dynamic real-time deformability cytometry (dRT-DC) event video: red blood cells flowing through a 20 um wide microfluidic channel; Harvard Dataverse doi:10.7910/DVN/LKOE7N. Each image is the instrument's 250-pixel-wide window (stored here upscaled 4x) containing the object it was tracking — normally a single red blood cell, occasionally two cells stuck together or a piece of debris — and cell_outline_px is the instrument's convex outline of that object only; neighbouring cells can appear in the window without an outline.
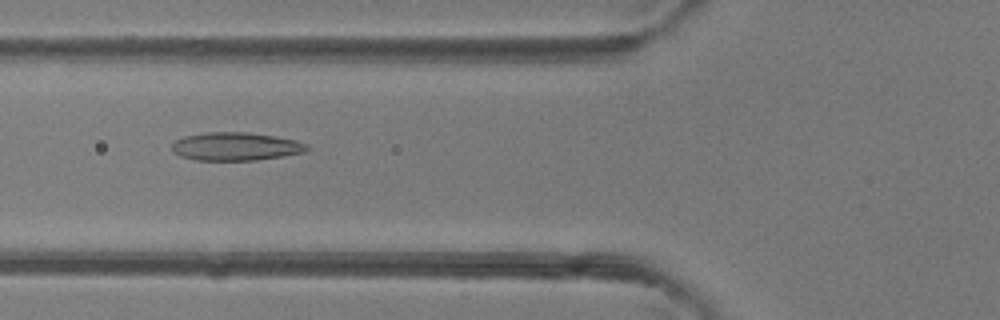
{"species": "common noctule bat (a hibernating species)", "species_latin": "Nyctalus noctula", "temperature_condition": "room temperature", "stored_images_in_passage": 49, "camera_frame_rate_fps": 3000, "um_per_image_px": 0.085, "animal": {"sex": "female"}, "frame": {"image": 1, "passage_image": 19, "time_ms": 6.0, "image_size_px": [1000, 320], "cell_outline_px": [[308, 148], [304, 152], [284, 156], [256, 160], [196, 160], [180, 156], [172, 152], [172, 144], [176, 140], [184, 136], [204, 132], [248, 132], [296, 140], [308, 144]], "centroid_in_image_um": [20.01, 12.45], "position_along_channel_um": 105.8, "area_um2": 22.2}}
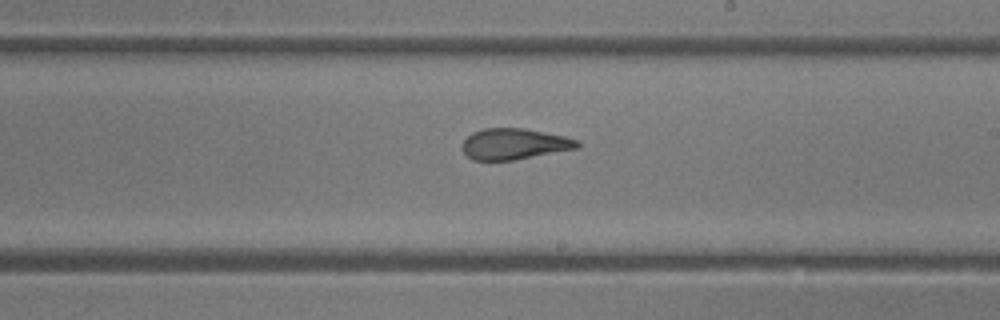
{"frame": {"image": 2, "passage_image": 29, "time_ms": 9.333, "image_size_px": [1000, 320], "cell_outline_px": [[580, 148], [512, 160], [472, 160], [460, 148], [460, 144], [472, 132], [484, 128], [524, 128], [564, 136], [580, 140]], "centroid_in_image_um": [43.71, 12.23], "position_along_channel_um": 245.3, "area_um2": 20.92}}
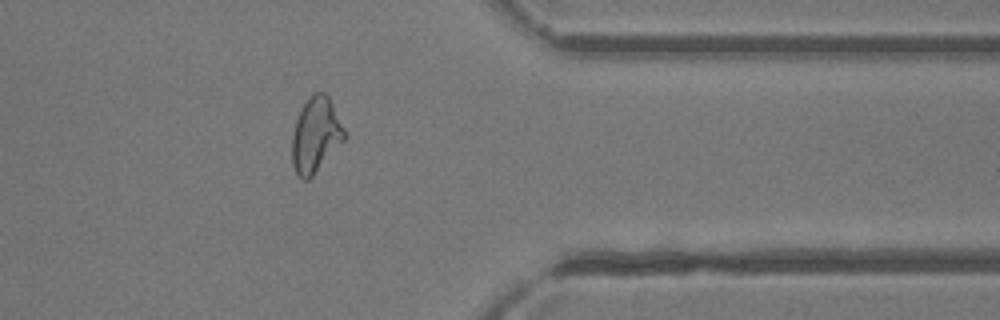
{"frame": {"image": 3, "passage_image": 40, "time_ms": 13.0, "image_size_px": [1000, 320], "cell_outline_px": [[344, 140], [312, 176], [308, 180], [300, 180], [292, 164], [292, 132], [296, 120], [304, 104], [316, 92], [324, 92], [328, 96], [344, 128]], "centroid_in_image_um": [26.81, 11.51], "position_along_channel_um": 384.6, "area_um2": 22.43}, "authors_computed_cell_mechanics": {"area_um2": 23.6402, "velocity_mm_per_s": 4.169, "shape_relaxation_time_tau1_ms": 8.7053, "shape_relaxation_time_tau2_ms": 1.5026, "deformation_change_tau1": 0.2323, "deformation_change_tau2": 0.1012}}